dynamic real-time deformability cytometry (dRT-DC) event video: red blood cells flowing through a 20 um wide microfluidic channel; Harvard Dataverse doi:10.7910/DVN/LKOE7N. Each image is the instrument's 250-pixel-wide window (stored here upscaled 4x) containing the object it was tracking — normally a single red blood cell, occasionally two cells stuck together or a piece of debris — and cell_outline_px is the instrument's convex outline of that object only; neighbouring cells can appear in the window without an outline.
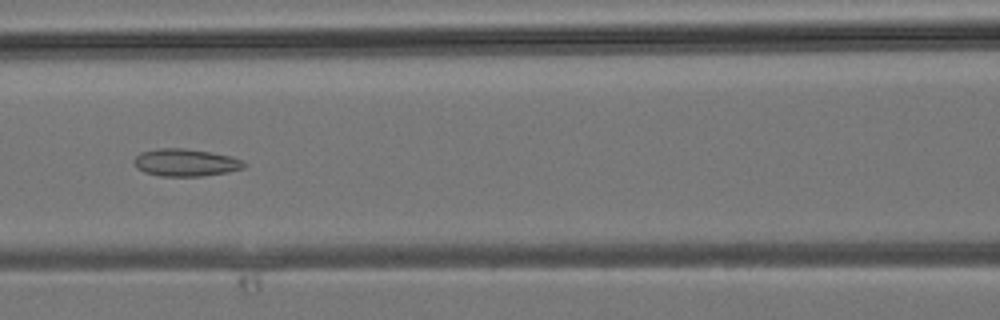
{"species": "common noctule bat (a hibernating species)", "species_latin": "Nyctalus noctula", "temperature_condition": "room temperature", "stored_images_in_passage": 35, "camera_frame_rate_fps": 3000, "um_per_image_px": 0.085, "animal": {"sex": "male", "body_mass_g": 19.2, "forearm_length_mm": 51.8}, "frame": {"image": 1, "passage_image": 15, "time_ms": 4.667, "image_size_px": [1000, 320], "cell_outline_px": [[248, 164], [244, 168], [228, 172], [204, 176], [160, 176], [144, 172], [136, 168], [132, 160], [140, 152], [160, 148], [184, 148], [208, 152], [228, 156], [240, 160]], "centroid_in_image_um": [15.73, 13.83], "position_along_channel_um": 150.9, "area_um2": 17.57}}
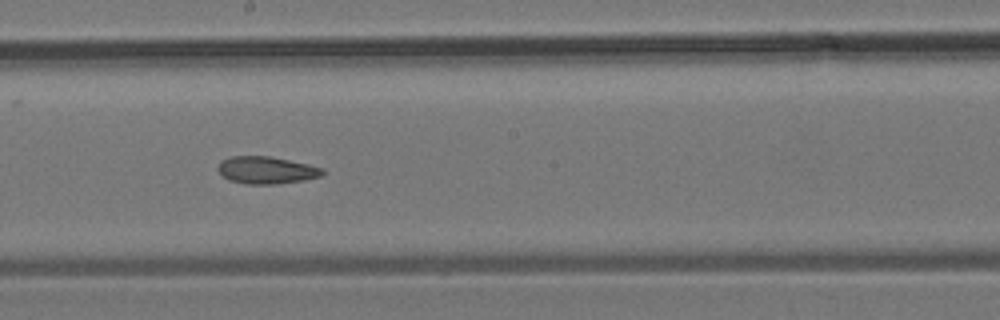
{"frame": {"image": 2, "passage_image": 19, "time_ms": 6.0, "image_size_px": [1000, 320], "cell_outline_px": [[324, 172], [320, 176], [304, 180], [276, 184], [248, 184], [228, 180], [216, 168], [220, 160], [232, 156], [268, 156], [308, 164], [324, 168]], "centroid_in_image_um": [22.62, 14.46], "position_along_channel_um": 225.6, "area_um2": 16.59}}
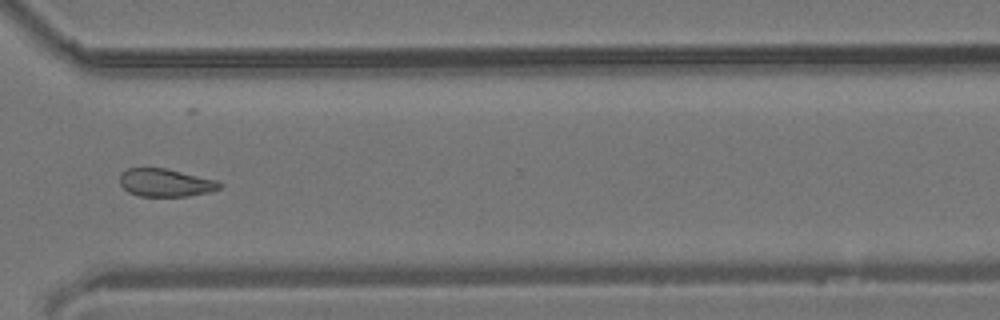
{"frame": {"image": 3, "passage_image": 26, "time_ms": 8.333, "image_size_px": [1000, 320], "cell_outline_px": [[224, 184], [220, 188], [208, 192], [188, 196], [140, 196], [128, 192], [120, 184], [120, 172], [128, 168], [164, 168], [216, 180]], "centroid_in_image_um": [14.04, 15.53], "position_along_channel_um": 356.6, "area_um2": 16.13}}